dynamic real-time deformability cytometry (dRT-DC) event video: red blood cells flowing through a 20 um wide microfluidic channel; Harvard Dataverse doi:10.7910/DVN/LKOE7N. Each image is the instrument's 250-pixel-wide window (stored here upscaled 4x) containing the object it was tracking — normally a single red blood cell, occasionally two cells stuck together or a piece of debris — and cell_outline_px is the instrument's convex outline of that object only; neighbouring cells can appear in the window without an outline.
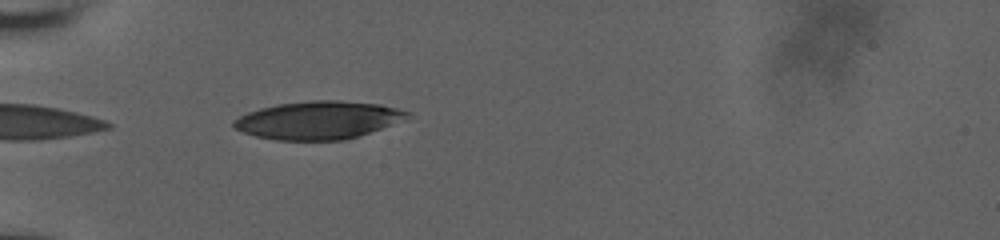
{"species": "human", "species_latin": "Homo sapiens", "temperature_condition": "room temperature", "stored_images_in_passage": 37, "camera_frame_rate_fps": 3000, "um_per_image_px": 0.085, "donor": {"sex": "male"}, "frame": {"image": 1, "passage_image": 1, "time_ms": 0.0, "image_size_px": [1000, 240], "cell_outline_px": [[408, 116], [404, 120], [344, 140], [276, 140], [256, 136], [244, 132], [236, 128], [232, 124], [232, 120], [248, 112], [260, 108], [276, 104], [312, 100], [340, 100], [380, 104], [396, 108], [408, 112]], "centroid_in_image_um": [27.01, 10.2], "position_along_channel_um": 58.0, "area_um2": 38.03}}
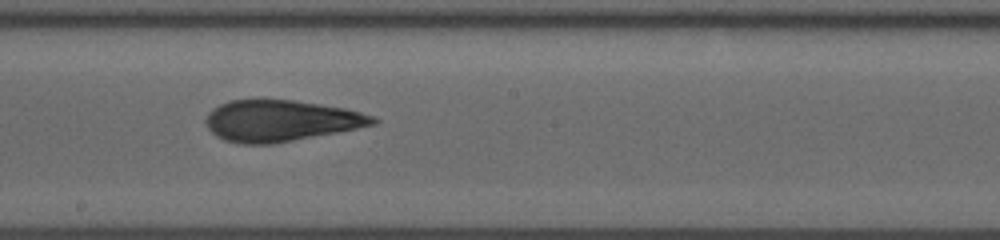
{"frame": {"image": 2, "passage_image": 15, "time_ms": 4.667, "image_size_px": [1000, 240], "cell_outline_px": [[380, 120], [376, 124], [336, 132], [272, 144], [244, 144], [224, 140], [216, 136], [208, 128], [204, 120], [208, 112], [212, 108], [228, 100], [292, 100], [320, 104], [344, 108], [376, 116]], "centroid_in_image_um": [23.84, 10.26], "position_along_channel_um": 224.4, "area_um2": 40.06}}
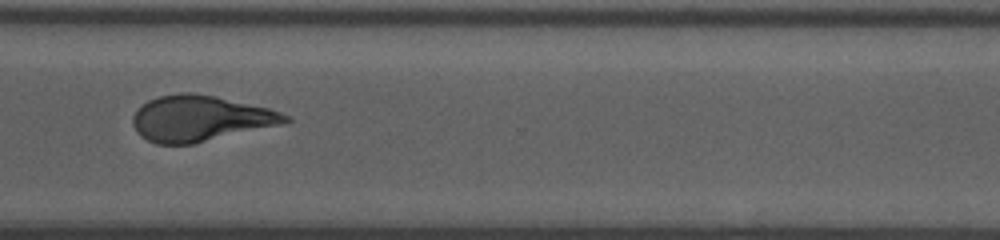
{"frame": {"image": 3, "passage_image": 25, "time_ms": 8.0, "image_size_px": [1000, 240], "cell_outline_px": [[292, 120], [280, 124], [192, 144], [156, 144], [140, 136], [136, 132], [132, 124], [132, 116], [148, 100], [160, 96], [180, 92], [192, 92], [216, 96], [268, 108], [292, 116]], "centroid_in_image_um": [16.99, 10.06], "position_along_channel_um": 353.6, "area_um2": 40.4}, "authors_computed_cell_mechanics": {"area_um2": 40.8646, "velocity_mm_per_s": 3.8905, "shape_relaxation_time_tau1_ms": 7.0041, "shape_relaxation_time_tau2_ms": 2.0831, "deformation_change_tau1": 0.2046, "deformation_change_tau2": 0.1032}}